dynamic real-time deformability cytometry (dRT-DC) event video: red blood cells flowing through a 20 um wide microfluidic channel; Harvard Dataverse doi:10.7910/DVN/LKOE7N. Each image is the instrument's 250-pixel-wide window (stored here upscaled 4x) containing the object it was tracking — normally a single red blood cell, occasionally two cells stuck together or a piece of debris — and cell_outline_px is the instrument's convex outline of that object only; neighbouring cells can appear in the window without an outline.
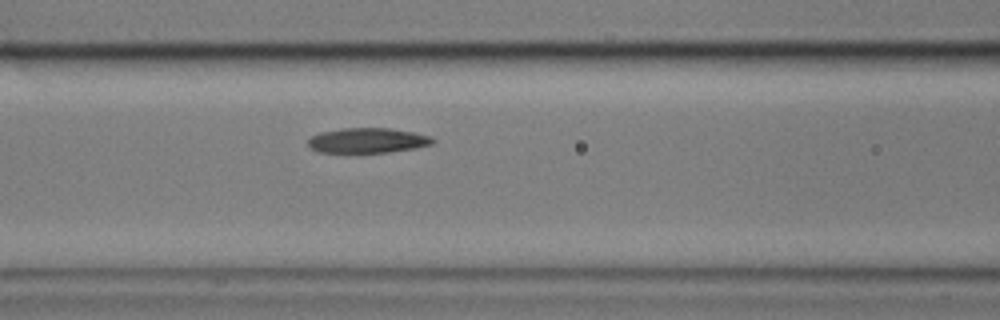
{"species": "common noctule bat (a hibernating species)", "species_latin": "Nyctalus noctula", "temperature_condition": "cold", "stored_images_in_passage": 20, "camera_frame_rate_fps": 3000, "um_per_image_px": 0.085, "animal": {"sex": "male", "body_mass_g": 17.9}, "frame": {"image": 1, "passage_image": 15, "time_ms": 4.667, "image_size_px": [1000, 320], "cell_outline_px": [[436, 140], [432, 144], [416, 148], [388, 152], [316, 152], [308, 144], [308, 140], [312, 136], [320, 132], [340, 128], [388, 128], [412, 132], [432, 136]], "centroid_in_image_um": [31.26, 11.93], "position_along_channel_um": 135.3, "area_um2": 18.15}}